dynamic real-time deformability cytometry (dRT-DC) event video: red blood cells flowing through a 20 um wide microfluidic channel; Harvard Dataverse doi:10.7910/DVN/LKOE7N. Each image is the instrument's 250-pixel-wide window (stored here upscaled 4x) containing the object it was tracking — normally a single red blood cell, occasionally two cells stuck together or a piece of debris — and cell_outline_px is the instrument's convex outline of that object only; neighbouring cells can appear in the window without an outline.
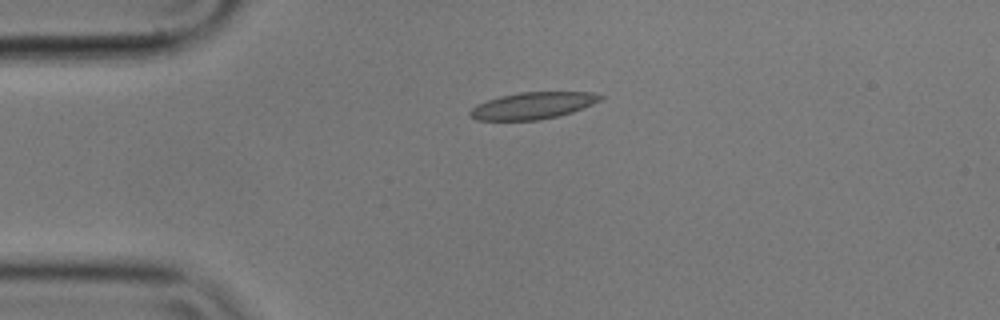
{"species": "common noctule bat (a hibernating species)", "species_latin": "Nyctalus noctula", "temperature_condition": "cold", "stored_images_in_passage": 44, "camera_frame_rate_fps": 3000, "um_per_image_px": 0.085, "animal": {"sex": "male", "body_mass_g": 17.9}, "frame": {"image": 1, "passage_image": 1, "time_ms": 0.0, "image_size_px": [1000, 320], "cell_outline_px": [[604, 96], [600, 100], [592, 104], [572, 112], [560, 116], [540, 120], [476, 120], [468, 116], [468, 112], [476, 104], [500, 96], [520, 92], [592, 92]], "centroid_in_image_um": [45.25, 8.98], "position_along_channel_um": 39.7, "area_um2": 20.4}}
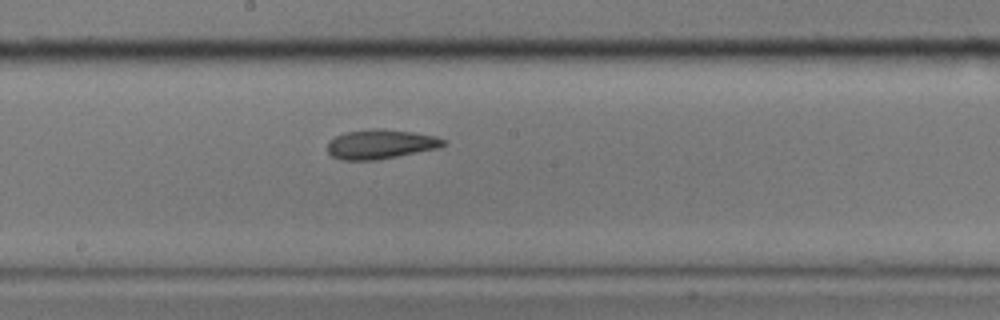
{"frame": {"image": 2, "passage_image": 18, "time_ms": 5.667, "image_size_px": [1000, 320], "cell_outline_px": [[444, 144], [440, 148], [376, 160], [340, 160], [332, 156], [328, 152], [328, 140], [336, 136], [348, 132], [372, 128], [384, 128], [412, 132], [436, 136], [444, 140]], "centroid_in_image_um": [32.33, 12.25], "position_along_channel_um": 215.9, "area_um2": 19.88}}
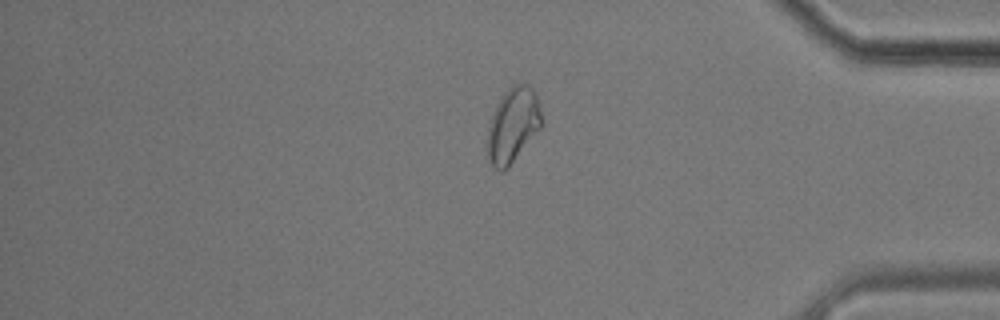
{"frame": {"image": 3, "passage_image": 35, "time_ms": 11.333, "image_size_px": [1000, 320], "cell_outline_px": [[544, 124], [508, 168], [504, 172], [500, 172], [488, 160], [484, 144], [484, 140], [492, 112], [496, 104], [504, 92], [516, 80], [528, 84], [536, 92]], "centroid_in_image_um": [43.56, 10.62], "position_along_channel_um": 391.6, "area_um2": 24.68}, "authors_computed_cell_mechanics": {"area_um2": 20.4901, "velocity_mm_per_s": 3.5447, "shape_relaxation_time_tau1_ms": null, "shape_relaxation_time_tau2_ms": 2.708, "deformation_change_tau1": null, "deformation_change_tau2": 0.0901}}